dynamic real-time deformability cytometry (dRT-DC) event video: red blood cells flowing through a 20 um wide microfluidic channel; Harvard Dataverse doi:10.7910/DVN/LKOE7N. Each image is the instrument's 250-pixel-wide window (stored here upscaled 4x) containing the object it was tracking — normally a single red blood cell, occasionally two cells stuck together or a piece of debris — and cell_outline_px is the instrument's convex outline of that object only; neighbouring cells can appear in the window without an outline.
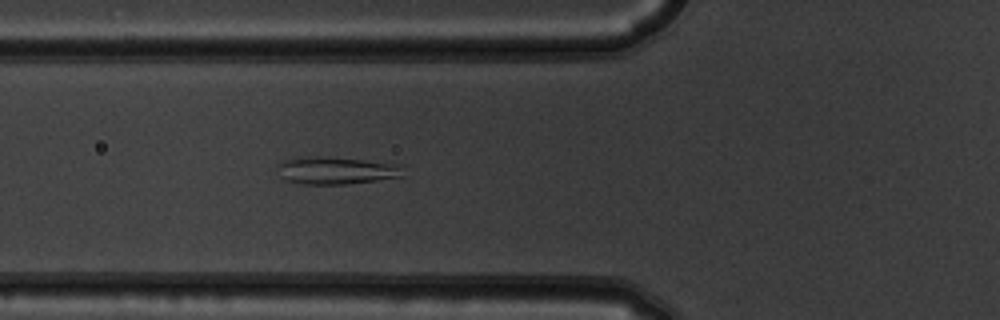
{"species": "common noctule bat (a hibernating species)", "species_latin": "Nyctalus noctula", "temperature_condition": "warm", "stored_images_in_passage": 7, "camera_frame_rate_fps": 3000, "um_per_image_px": 0.085, "animal": {"sex": "male", "body_mass_g": 19.5, "forearm_length_mm": 54.6}, "frame": {"image": 1, "passage_image": 7, "time_ms": 2.0, "image_size_px": [1000, 320], "cell_outline_px": [[404, 164], [400, 176], [376, 180], [344, 184], [300, 184], [288, 180], [284, 176], [280, 164], [284, 160], [296, 156], [320, 156]], "centroid_in_image_um": [28.62, 14.47], "position_along_channel_um": 97.2, "area_um2": 19.65}}